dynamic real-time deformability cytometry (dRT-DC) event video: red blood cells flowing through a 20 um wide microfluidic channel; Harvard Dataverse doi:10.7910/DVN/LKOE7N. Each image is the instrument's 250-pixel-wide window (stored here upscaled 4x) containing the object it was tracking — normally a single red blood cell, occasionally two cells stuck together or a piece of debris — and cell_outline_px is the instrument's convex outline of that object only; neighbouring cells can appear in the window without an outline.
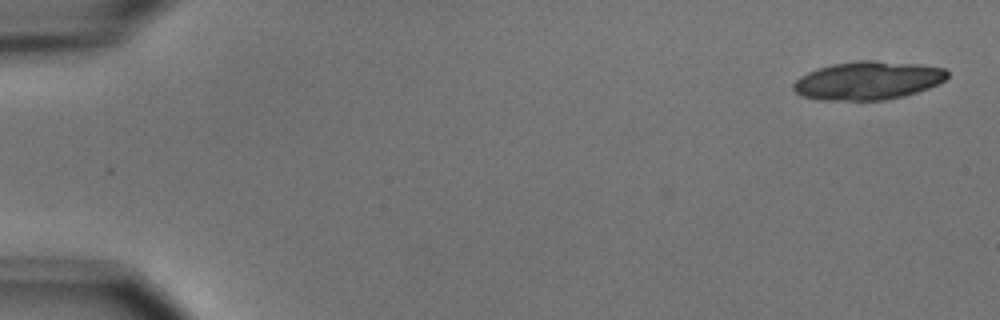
{"species": "common noctule bat (a hibernating species)", "species_latin": "Nyctalus noctula", "temperature_condition": "cold", "stored_images_in_passage": 2, "camera_frame_rate_fps": 3000, "um_per_image_px": 0.085, "animal": {"sex": "male", "body_mass_g": 15.6}, "frame": {"image": 1, "passage_image": 2, "time_ms": 1.333, "image_size_px": [1000, 320], "cell_outline_px": [[948, 76], [944, 80], [928, 88], [904, 96], [884, 100], [816, 100], [800, 96], [792, 88], [792, 84], [800, 76], [808, 72], [832, 64], [860, 60], [876, 60], [920, 64], [944, 68], [948, 72]], "centroid_in_image_um": [73.74, 6.85], "position_along_channel_um": 11.3, "area_um2": 34.51}}